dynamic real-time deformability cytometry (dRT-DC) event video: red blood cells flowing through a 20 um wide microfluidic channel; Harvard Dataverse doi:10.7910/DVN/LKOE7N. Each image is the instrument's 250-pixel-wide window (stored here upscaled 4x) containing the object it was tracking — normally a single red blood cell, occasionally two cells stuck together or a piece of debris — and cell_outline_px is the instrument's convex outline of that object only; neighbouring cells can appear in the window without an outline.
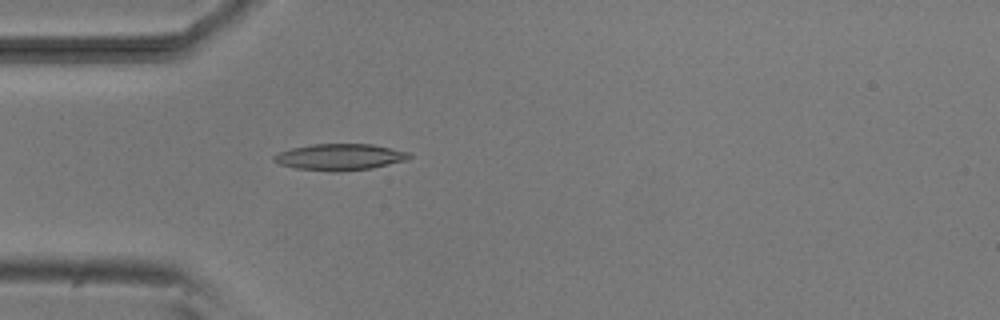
{"species": "common noctule bat (a hibernating species)", "species_latin": "Nyctalus noctula", "temperature_condition": "room temperature", "stored_images_in_passage": 4, "camera_frame_rate_fps": 3000, "um_per_image_px": 0.085, "animal": {"sex": "male", "body_mass_g": 20.5, "forearm_length_mm": 52.5}, "frame": {"image": 1, "passage_image": 4, "time_ms": 4.333, "image_size_px": [1000, 320], "cell_outline_px": [[412, 156], [408, 160], [372, 168], [296, 168], [280, 164], [272, 160], [272, 156], [280, 152], [292, 148], [312, 144], [372, 144], [412, 152]], "centroid_in_image_um": [28.96, 13.28], "position_along_channel_um": 56.0, "area_um2": 19.83}}